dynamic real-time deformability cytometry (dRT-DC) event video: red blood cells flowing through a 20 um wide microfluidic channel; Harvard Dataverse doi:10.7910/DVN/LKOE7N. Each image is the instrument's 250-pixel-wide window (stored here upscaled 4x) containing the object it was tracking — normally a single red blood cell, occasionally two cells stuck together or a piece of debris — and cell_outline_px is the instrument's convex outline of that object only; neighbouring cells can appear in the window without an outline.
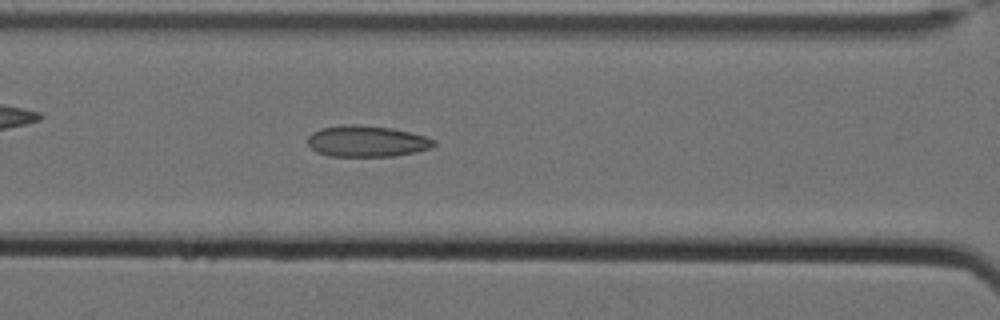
{"species": "Egyptian fruit bat (a non-hibernating species)", "species_latin": "Rousettus aegyptiacus", "temperature_condition": "cold", "stored_images_in_passage": 50, "camera_frame_rate_fps": 3000, "um_per_image_px": 0.085, "animal": {"sex": "female"}, "frame": {"image": 1, "passage_image": 30, "time_ms": 9.667, "image_size_px": [1000, 320], "cell_outline_px": [[436, 144], [432, 148], [392, 156], [328, 156], [316, 152], [308, 144], [308, 136], [312, 132], [320, 128], [344, 124], [356, 124], [392, 128], [424, 136], [436, 140]], "centroid_in_image_um": [31.14, 12.0], "position_along_channel_um": 135.5, "area_um2": 22.95}}
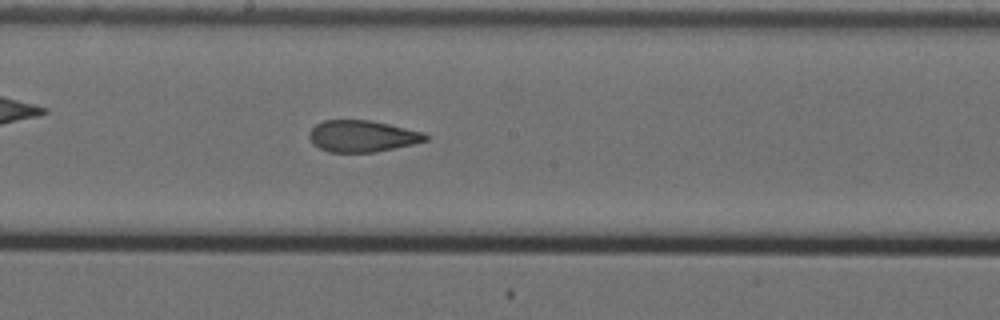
{"frame": {"image": 2, "passage_image": 37, "time_ms": 12.0, "image_size_px": [1000, 320], "cell_outline_px": [[428, 140], [412, 144], [376, 152], [328, 152], [312, 144], [308, 136], [308, 132], [316, 124], [324, 120], [372, 120], [424, 132], [428, 136]], "centroid_in_image_um": [30.77, 11.57], "position_along_channel_um": 217.4, "area_um2": 21.5}}
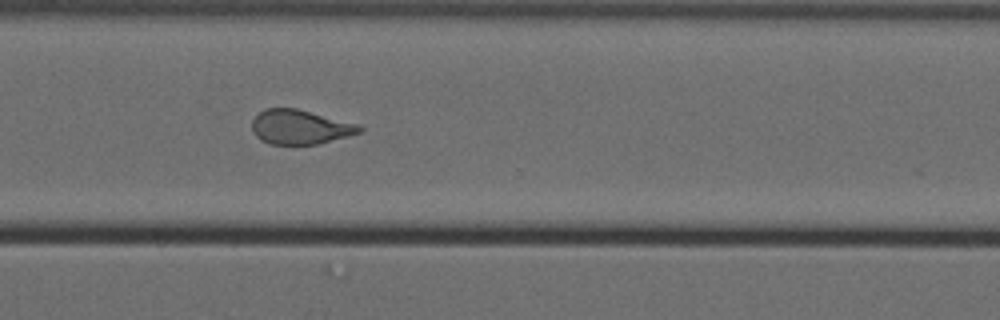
{"frame": {"image": 3, "passage_image": 48, "time_ms": 15.667, "image_size_px": [1000, 320], "cell_outline_px": [[364, 128], [360, 132], [316, 144], [268, 144], [260, 140], [252, 132], [252, 120], [264, 108], [296, 108], [360, 124]], "centroid_in_image_um": [25.48, 10.79], "position_along_channel_um": 345.1, "area_um2": 21.5}, "authors_computed_cell_mechanics": {"area_um2": 24.1893, "velocity_mm_per_s": 3.492, "shape_relaxation_time_tau1_ms": null, "shape_relaxation_time_tau2_ms": 2.3212, "deformation_change_tau1": null, "deformation_change_tau2": 0.1052}}